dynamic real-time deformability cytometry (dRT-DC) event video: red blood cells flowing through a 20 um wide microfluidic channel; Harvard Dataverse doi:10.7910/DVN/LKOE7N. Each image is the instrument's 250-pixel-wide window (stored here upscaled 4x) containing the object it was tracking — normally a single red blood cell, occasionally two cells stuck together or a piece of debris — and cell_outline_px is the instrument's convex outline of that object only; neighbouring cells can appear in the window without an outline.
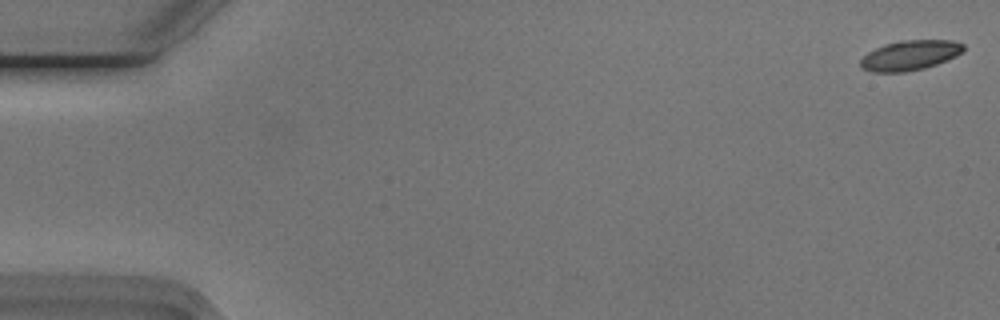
{"species": "Egyptian fruit bat (a non-hibernating species)", "species_latin": "Rousettus aegyptiacus", "temperature_condition": "cold", "stored_images_in_passage": 21, "camera_frame_rate_fps": 3000, "um_per_image_px": 0.085, "animal": {"sex": "male"}, "frame": {"image": 1, "passage_image": 1, "time_ms": 0.0, "image_size_px": [1000, 320], "cell_outline_px": [[964, 52], [956, 56], [936, 64], [924, 68], [904, 72], [872, 72], [860, 68], [860, 60], [868, 52], [884, 44], [900, 40], [952, 40], [964, 44]], "centroid_in_image_um": [77.34, 4.7], "position_along_channel_um": 7.7, "area_um2": 18.03}}
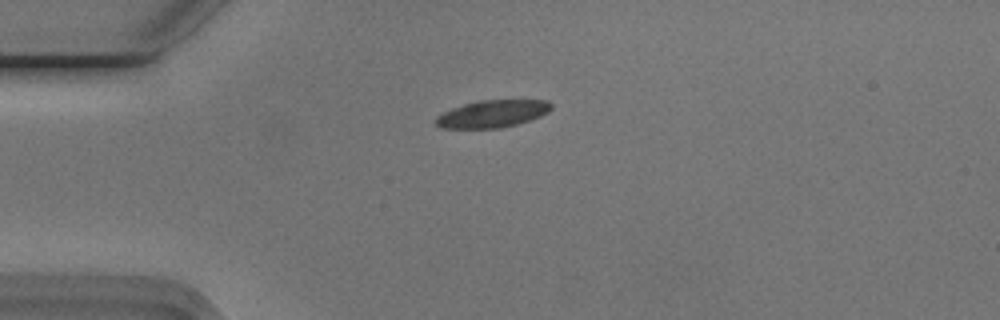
{"frame": {"image": 2, "passage_image": 14, "time_ms": 4.333, "image_size_px": [1000, 320], "cell_outline_px": [[552, 108], [548, 112], [540, 116], [516, 124], [500, 128], [440, 128], [432, 120], [436, 116], [452, 108], [464, 104], [480, 100], [548, 100], [552, 104]], "centroid_in_image_um": [41.83, 9.67], "position_along_channel_um": 43.2, "area_um2": 18.38}}
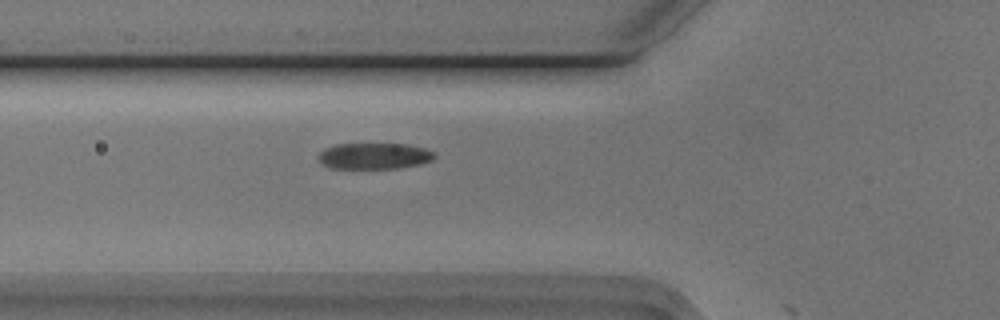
{"frame": {"image": 3, "passage_image": 20, "time_ms": 6.333, "image_size_px": [1000, 320], "cell_outline_px": [[436, 156], [432, 160], [420, 164], [400, 168], [332, 168], [324, 164], [320, 160], [320, 152], [324, 148], [336, 144], [408, 144], [424, 148], [436, 152]], "centroid_in_image_um": [31.87, 13.25], "position_along_channel_um": 93.9, "area_um2": 17.63}}